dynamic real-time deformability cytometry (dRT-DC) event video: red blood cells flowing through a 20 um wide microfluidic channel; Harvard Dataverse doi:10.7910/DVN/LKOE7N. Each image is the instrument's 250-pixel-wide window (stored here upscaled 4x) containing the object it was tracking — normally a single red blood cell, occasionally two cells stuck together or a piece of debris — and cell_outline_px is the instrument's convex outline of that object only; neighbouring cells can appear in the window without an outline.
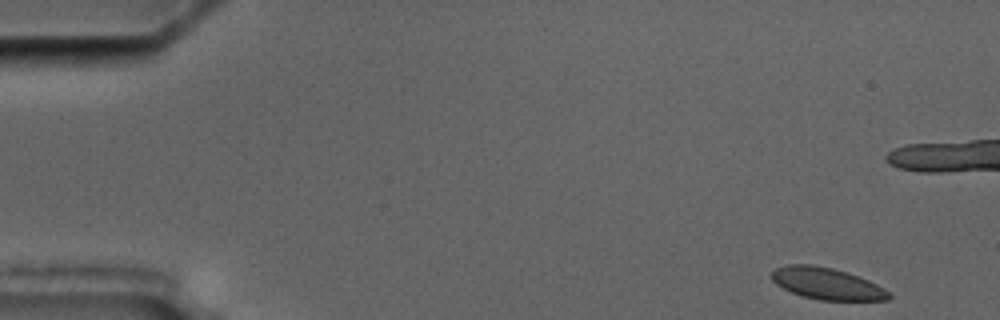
{"species": "common noctule bat (a hibernating species)", "species_latin": "Nyctalus noctula", "temperature_condition": "cold", "stored_images_in_passage": 5, "camera_frame_rate_fps": 3000, "um_per_image_px": 0.085, "animal": {"sex": "male", "body_mass_g": 17.5, "forearm_length_mm": 52.3}, "frame": {"image": 1, "passage_image": 1, "time_ms": 0.0, "image_size_px": [1000, 320], "cell_outline_px": [[892, 296], [888, 300], [820, 300], [804, 296], [792, 292], [776, 284], [772, 280], [772, 272], [776, 268], [788, 264], [812, 264], [832, 268], [860, 276], [884, 288]], "centroid_in_image_um": [70.3, 24.1], "position_along_channel_um": 14.7, "area_um2": 21.5}}